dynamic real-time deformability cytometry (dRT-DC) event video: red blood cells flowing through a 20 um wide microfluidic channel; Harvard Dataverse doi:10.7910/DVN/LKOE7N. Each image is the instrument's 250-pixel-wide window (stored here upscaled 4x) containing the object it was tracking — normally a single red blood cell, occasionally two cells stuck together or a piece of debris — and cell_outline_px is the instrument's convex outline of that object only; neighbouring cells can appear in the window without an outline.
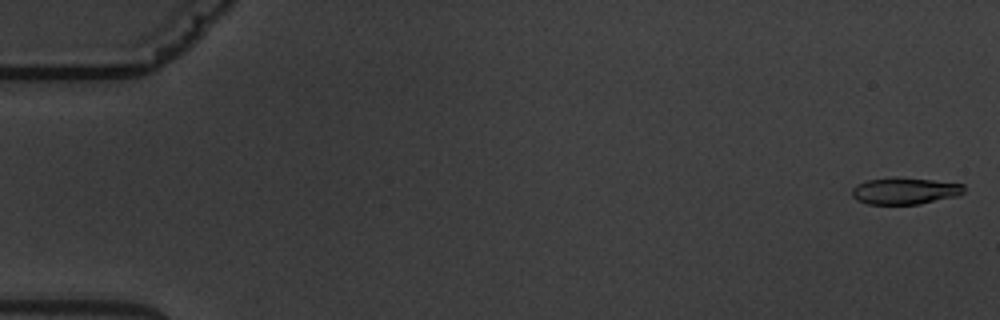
{"species": "common noctule bat (a hibernating species)", "species_latin": "Nyctalus noctula", "temperature_condition": "warm", "stored_images_in_passage": 7, "camera_frame_rate_fps": 3000, "um_per_image_px": 0.085, "animal": {"sex": "male", "body_mass_g": 19.5, "forearm_length_mm": 54.6}, "frame": {"image": 1, "passage_image": 1, "time_ms": 0.0, "image_size_px": [1000, 320], "cell_outline_px": [[964, 192], [960, 196], [920, 204], [868, 204], [856, 200], [852, 196], [852, 188], [856, 184], [868, 180], [932, 180], [964, 184]], "centroid_in_image_um": [76.95, 16.28], "position_along_channel_um": 8.1, "area_um2": 16.82}}
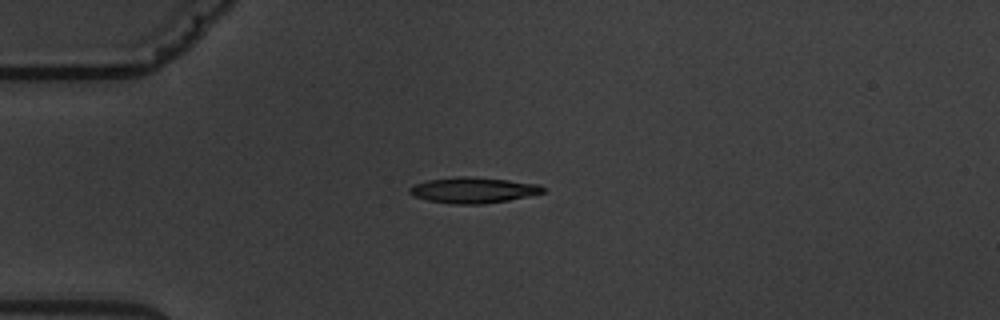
{"frame": {"image": 2, "passage_image": 5, "time_ms": 4.667, "image_size_px": [1000, 320], "cell_outline_px": [[544, 192], [508, 200], [484, 204], [452, 204], [428, 200], [412, 196], [408, 192], [408, 188], [416, 184], [428, 180], [460, 176], [468, 176], [508, 180], [540, 184], [544, 188]], "centroid_in_image_um": [40.19, 16.16], "position_along_channel_um": 44.8, "area_um2": 19.94}}